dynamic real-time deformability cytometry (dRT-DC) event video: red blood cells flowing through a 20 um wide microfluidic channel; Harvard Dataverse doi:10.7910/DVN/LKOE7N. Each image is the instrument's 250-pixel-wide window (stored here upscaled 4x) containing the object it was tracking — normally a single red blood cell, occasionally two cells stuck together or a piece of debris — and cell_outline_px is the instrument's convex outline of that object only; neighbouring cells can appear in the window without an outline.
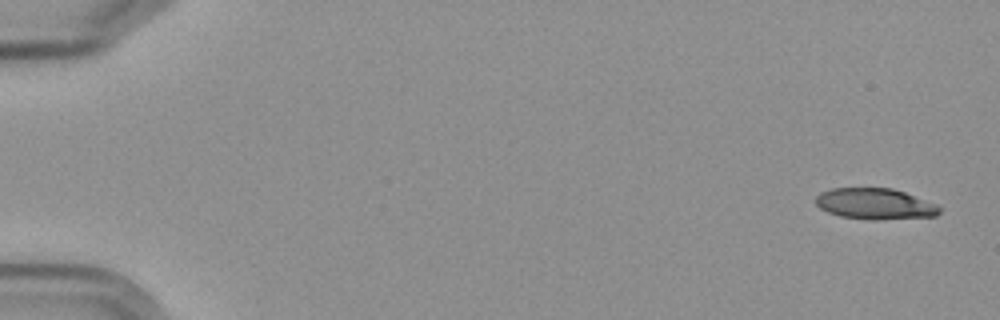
{"species": "Egyptian fruit bat (a non-hibernating species)", "species_latin": "Rousettus aegyptiacus", "temperature_condition": "cold", "stored_images_in_passage": 5, "camera_frame_rate_fps": 3000, "um_per_image_px": 0.085, "frame": {"image": 1, "passage_image": 1, "time_ms": 0.0, "image_size_px": [1000, 320], "cell_outline_px": [[940, 212], [936, 216], [880, 220], [872, 220], [840, 216], [828, 212], [820, 208], [816, 204], [816, 196], [820, 192], [832, 188], [892, 188], [904, 192], [936, 204], [940, 208]], "centroid_in_image_um": [74.36, 17.33], "position_along_channel_um": 10.6, "area_um2": 22.37}}
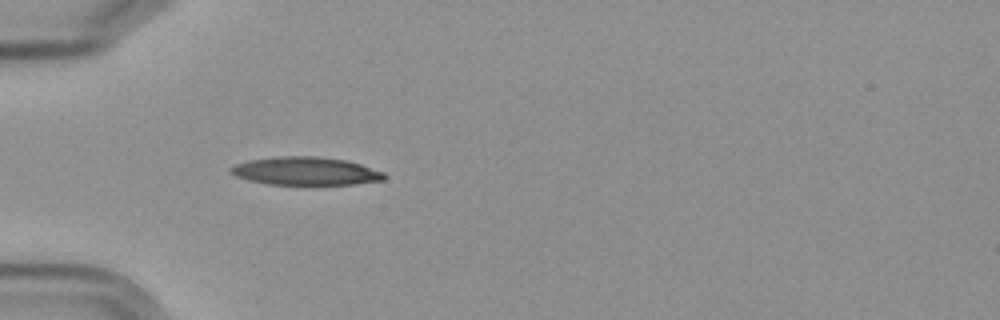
{"frame": {"image": 2, "passage_image": 5, "time_ms": 5.333, "image_size_px": [1000, 320], "cell_outline_px": [[388, 176], [384, 180], [356, 184], [268, 184], [248, 180], [236, 176], [228, 172], [228, 168], [236, 164], [248, 160], [276, 156], [316, 156], [344, 160], [360, 164], [384, 172]], "centroid_in_image_um": [25.96, 14.54], "position_along_channel_um": 59.0, "area_um2": 25.2}}